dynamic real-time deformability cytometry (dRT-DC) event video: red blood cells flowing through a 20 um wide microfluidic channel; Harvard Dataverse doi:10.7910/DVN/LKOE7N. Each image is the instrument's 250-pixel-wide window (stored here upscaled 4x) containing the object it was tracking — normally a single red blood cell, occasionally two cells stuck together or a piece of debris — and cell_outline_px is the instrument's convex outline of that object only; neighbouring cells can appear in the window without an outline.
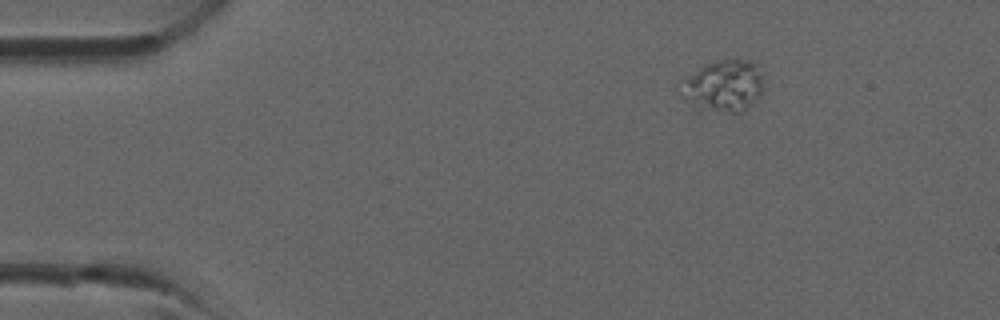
{"species": "common noctule bat (a hibernating species)", "species_latin": "Nyctalus noctula", "temperature_condition": "room temperature", "stored_images_in_passage": 34, "camera_frame_rate_fps": 3000, "um_per_image_px": 0.085, "animal": {"sex": "male", "forearm_length_mm": 52.5}, "frame": {"image": 1, "passage_image": 1, "time_ms": 0.0, "image_size_px": [1000, 320], "cell_outline_px": [[764, 88], [760, 96], [748, 108], [740, 112], [696, 112], [680, 92], [688, 76], [704, 64], [720, 60], [748, 60], [756, 64], [764, 72]], "centroid_in_image_um": [61.55, 7.34], "position_along_channel_um": 23.4, "area_um2": 25.49}}
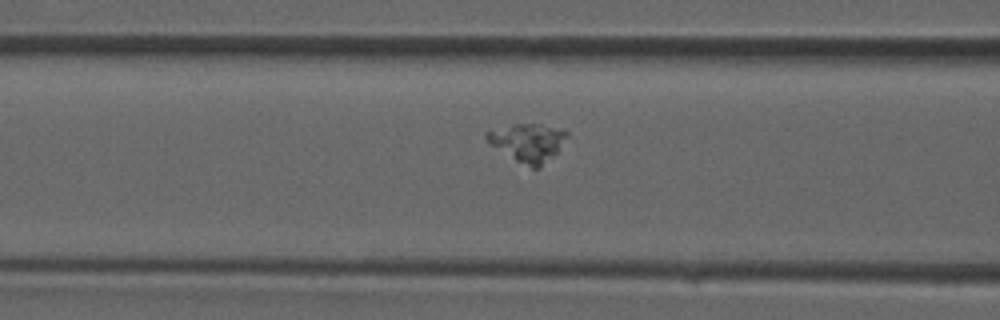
{"frame": {"image": 2, "passage_image": 11, "time_ms": 3.333, "image_size_px": [1000, 320], "cell_outline_px": [[568, 136], [556, 152], [540, 168], [532, 168], [516, 160], [492, 144], [484, 136], [484, 132], [516, 124], [540, 124], [564, 128], [568, 132]], "centroid_in_image_um": [44.92, 12.09], "position_along_channel_um": 121.7, "area_um2": 17.4}}
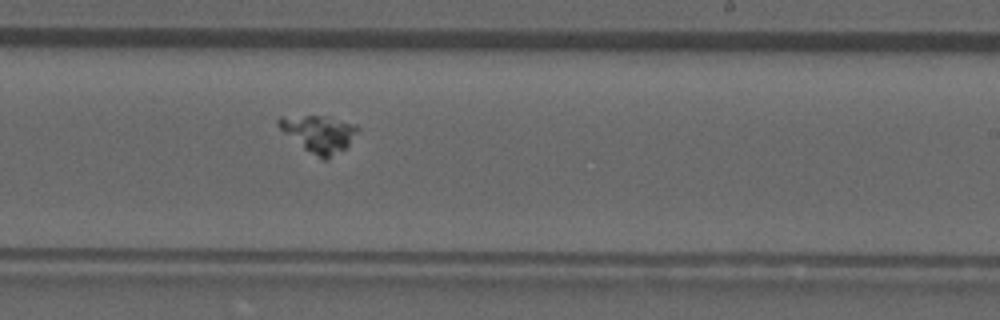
{"frame": {"image": 3, "passage_image": 19, "time_ms": 6.0, "image_size_px": [1000, 320], "cell_outline_px": [[360, 128], [348, 144], [344, 148], [328, 160], [324, 160], [304, 148], [284, 132], [276, 124], [276, 120], [280, 116], [324, 116], [356, 124]], "centroid_in_image_um": [27.1, 11.35], "position_along_channel_um": 261.9, "area_um2": 16.65}}